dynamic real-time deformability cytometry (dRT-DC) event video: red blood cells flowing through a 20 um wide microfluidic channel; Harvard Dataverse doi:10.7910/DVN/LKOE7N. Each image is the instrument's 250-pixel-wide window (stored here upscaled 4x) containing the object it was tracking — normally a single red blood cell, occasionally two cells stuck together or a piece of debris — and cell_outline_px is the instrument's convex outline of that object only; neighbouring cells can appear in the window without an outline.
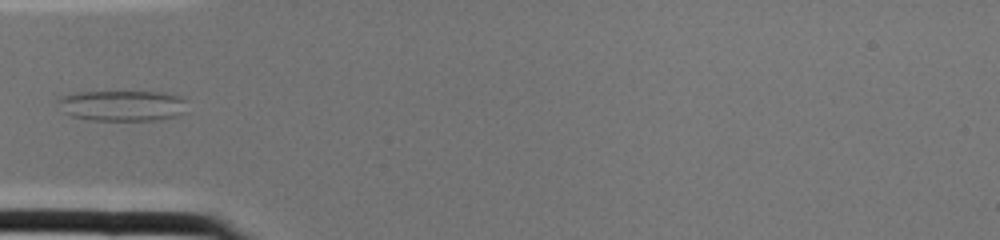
{"species": "common noctule bat (a hibernating species)", "species_latin": "Nyctalus noctula", "temperature_condition": "cold", "stored_images_in_passage": 2, "camera_frame_rate_fps": 3000, "um_per_image_px": 0.085, "animal": {"sex": "female", "body_mass_g": 22.0, "forearm_length_mm": 56.7}, "frame": {"image": 1, "passage_image": 2, "time_ms": 0.333, "image_size_px": [1000, 240], "cell_outline_px": [[188, 100], [184, 112], [176, 116], [160, 120], [92, 120], [72, 116], [64, 112], [56, 100], [60, 96], [76, 92], [160, 92], [184, 96]], "centroid_in_image_um": [10.44, 8.97], "position_along_channel_um": 74.6, "area_um2": 23.35}}